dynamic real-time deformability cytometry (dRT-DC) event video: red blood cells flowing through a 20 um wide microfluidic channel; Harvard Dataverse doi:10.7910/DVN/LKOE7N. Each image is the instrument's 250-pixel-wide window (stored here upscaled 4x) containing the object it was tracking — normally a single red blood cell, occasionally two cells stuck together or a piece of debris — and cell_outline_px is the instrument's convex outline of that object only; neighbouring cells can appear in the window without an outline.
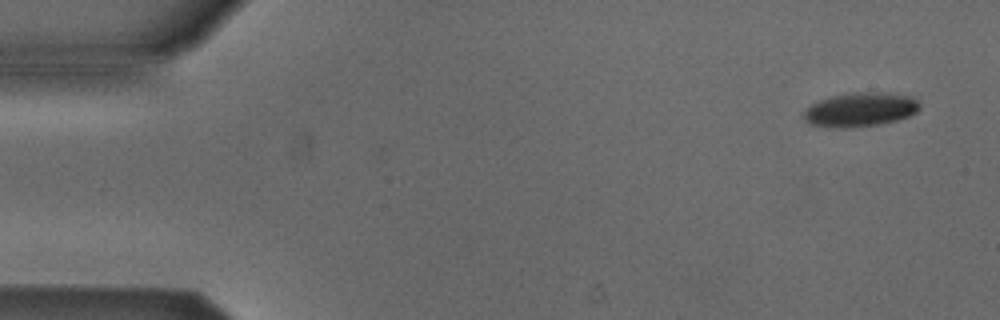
{"species": "Egyptian fruit bat (a non-hibernating species)", "species_latin": "Rousettus aegyptiacus", "temperature_condition": "cold", "stored_images_in_passage": 5, "camera_frame_rate_fps": 3000, "um_per_image_px": 0.085, "animal": {"sex": "male"}, "frame": {"image": 1, "passage_image": 1, "time_ms": 0.0, "image_size_px": [1000, 320], "cell_outline_px": [[920, 108], [916, 112], [908, 116], [896, 120], [876, 124], [848, 128], [828, 128], [808, 124], [800, 116], [804, 108], [820, 100], [832, 96], [852, 92], [876, 92], [912, 96], [920, 104]], "centroid_in_image_um": [73.04, 9.32], "position_along_channel_um": 12.0, "area_um2": 23.24}}
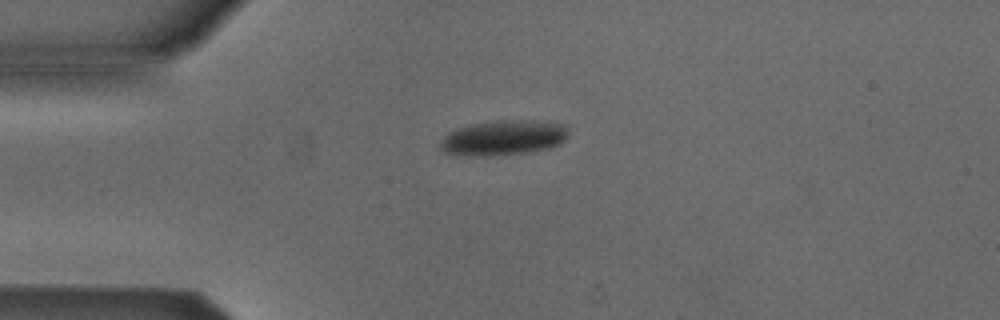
{"frame": {"image": 2, "passage_image": 4, "time_ms": 3.333, "image_size_px": [1000, 320], "cell_outline_px": [[568, 136], [560, 144], [552, 148], [528, 152], [492, 156], [456, 156], [444, 152], [440, 148], [440, 140], [448, 132], [456, 128], [472, 124], [496, 120], [540, 120], [564, 124], [568, 128]], "centroid_in_image_um": [42.79, 11.71], "position_along_channel_um": 42.2, "area_um2": 26.82}}